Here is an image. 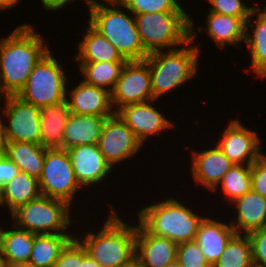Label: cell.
Segmentation results:
<instances>
[{"instance_id": "obj_1", "label": "cell", "mask_w": 266, "mask_h": 267, "mask_svg": "<svg viewBox=\"0 0 266 267\" xmlns=\"http://www.w3.org/2000/svg\"><path fill=\"white\" fill-rule=\"evenodd\" d=\"M30 24L16 27L0 38V97L17 96L34 66L50 50Z\"/></svg>"}, {"instance_id": "obj_2", "label": "cell", "mask_w": 266, "mask_h": 267, "mask_svg": "<svg viewBox=\"0 0 266 267\" xmlns=\"http://www.w3.org/2000/svg\"><path fill=\"white\" fill-rule=\"evenodd\" d=\"M190 18V40L179 48L149 53L144 61L149 65L154 100L167 95L197 75L200 49L192 45L198 36ZM195 29V30H194ZM194 40V41H193ZM188 46V47H187ZM196 74V75H195Z\"/></svg>"}, {"instance_id": "obj_3", "label": "cell", "mask_w": 266, "mask_h": 267, "mask_svg": "<svg viewBox=\"0 0 266 267\" xmlns=\"http://www.w3.org/2000/svg\"><path fill=\"white\" fill-rule=\"evenodd\" d=\"M111 208L96 234L87 232L84 239L75 237L101 267H123L136 258V224H126Z\"/></svg>"}, {"instance_id": "obj_4", "label": "cell", "mask_w": 266, "mask_h": 267, "mask_svg": "<svg viewBox=\"0 0 266 267\" xmlns=\"http://www.w3.org/2000/svg\"><path fill=\"white\" fill-rule=\"evenodd\" d=\"M87 7L88 23L109 40L127 61H143L149 55L141 43L135 16L130 11L126 13L121 2L96 1Z\"/></svg>"}, {"instance_id": "obj_5", "label": "cell", "mask_w": 266, "mask_h": 267, "mask_svg": "<svg viewBox=\"0 0 266 267\" xmlns=\"http://www.w3.org/2000/svg\"><path fill=\"white\" fill-rule=\"evenodd\" d=\"M137 217L150 233L177 244L195 240L199 224L204 218L173 196L140 208Z\"/></svg>"}, {"instance_id": "obj_6", "label": "cell", "mask_w": 266, "mask_h": 267, "mask_svg": "<svg viewBox=\"0 0 266 267\" xmlns=\"http://www.w3.org/2000/svg\"><path fill=\"white\" fill-rule=\"evenodd\" d=\"M143 48L152 53L172 50L190 40V14L156 12L134 15Z\"/></svg>"}, {"instance_id": "obj_7", "label": "cell", "mask_w": 266, "mask_h": 267, "mask_svg": "<svg viewBox=\"0 0 266 267\" xmlns=\"http://www.w3.org/2000/svg\"><path fill=\"white\" fill-rule=\"evenodd\" d=\"M71 206L62 200L40 195L21 205L11 215L12 223L33 234H70Z\"/></svg>"}, {"instance_id": "obj_8", "label": "cell", "mask_w": 266, "mask_h": 267, "mask_svg": "<svg viewBox=\"0 0 266 267\" xmlns=\"http://www.w3.org/2000/svg\"><path fill=\"white\" fill-rule=\"evenodd\" d=\"M60 63L49 50L34 66L17 97L39 108L66 101L69 79Z\"/></svg>"}, {"instance_id": "obj_9", "label": "cell", "mask_w": 266, "mask_h": 267, "mask_svg": "<svg viewBox=\"0 0 266 267\" xmlns=\"http://www.w3.org/2000/svg\"><path fill=\"white\" fill-rule=\"evenodd\" d=\"M38 181L41 195L65 201L70 206L73 197L82 188L76 179L69 153L61 148L46 150L43 171Z\"/></svg>"}, {"instance_id": "obj_10", "label": "cell", "mask_w": 266, "mask_h": 267, "mask_svg": "<svg viewBox=\"0 0 266 267\" xmlns=\"http://www.w3.org/2000/svg\"><path fill=\"white\" fill-rule=\"evenodd\" d=\"M3 99L5 106L2 114L7 118L2 120L1 115L0 118L7 142L40 144L41 108L28 104L17 96H5Z\"/></svg>"}, {"instance_id": "obj_11", "label": "cell", "mask_w": 266, "mask_h": 267, "mask_svg": "<svg viewBox=\"0 0 266 267\" xmlns=\"http://www.w3.org/2000/svg\"><path fill=\"white\" fill-rule=\"evenodd\" d=\"M154 100L149 65L143 61H127L123 66L114 90L111 103L114 111L128 104Z\"/></svg>"}, {"instance_id": "obj_12", "label": "cell", "mask_w": 266, "mask_h": 267, "mask_svg": "<svg viewBox=\"0 0 266 267\" xmlns=\"http://www.w3.org/2000/svg\"><path fill=\"white\" fill-rule=\"evenodd\" d=\"M98 146L106 161L114 169L120 161L124 162L139 153L143 144L115 113L105 119Z\"/></svg>"}, {"instance_id": "obj_13", "label": "cell", "mask_w": 266, "mask_h": 267, "mask_svg": "<svg viewBox=\"0 0 266 267\" xmlns=\"http://www.w3.org/2000/svg\"><path fill=\"white\" fill-rule=\"evenodd\" d=\"M257 134L256 131L244 126L241 120L230 119L216 144L234 164L251 165L263 154Z\"/></svg>"}, {"instance_id": "obj_14", "label": "cell", "mask_w": 266, "mask_h": 267, "mask_svg": "<svg viewBox=\"0 0 266 267\" xmlns=\"http://www.w3.org/2000/svg\"><path fill=\"white\" fill-rule=\"evenodd\" d=\"M154 101L128 104L119 108L115 113L131 128L136 137L142 142L149 137L161 134L166 129H171L175 124L169 121L158 108Z\"/></svg>"}, {"instance_id": "obj_15", "label": "cell", "mask_w": 266, "mask_h": 267, "mask_svg": "<svg viewBox=\"0 0 266 267\" xmlns=\"http://www.w3.org/2000/svg\"><path fill=\"white\" fill-rule=\"evenodd\" d=\"M76 179L81 187L96 185L113 171L100 152L98 144L81 145L67 149Z\"/></svg>"}, {"instance_id": "obj_16", "label": "cell", "mask_w": 266, "mask_h": 267, "mask_svg": "<svg viewBox=\"0 0 266 267\" xmlns=\"http://www.w3.org/2000/svg\"><path fill=\"white\" fill-rule=\"evenodd\" d=\"M71 89L69 92L66 91V102L71 114L94 115L105 118L115 114L111 103V93L108 90L90 85L83 80Z\"/></svg>"}, {"instance_id": "obj_17", "label": "cell", "mask_w": 266, "mask_h": 267, "mask_svg": "<svg viewBox=\"0 0 266 267\" xmlns=\"http://www.w3.org/2000/svg\"><path fill=\"white\" fill-rule=\"evenodd\" d=\"M191 172L195 183L213 190L234 165L216 144L202 151H191Z\"/></svg>"}, {"instance_id": "obj_18", "label": "cell", "mask_w": 266, "mask_h": 267, "mask_svg": "<svg viewBox=\"0 0 266 267\" xmlns=\"http://www.w3.org/2000/svg\"><path fill=\"white\" fill-rule=\"evenodd\" d=\"M136 225V258L144 267H164L176 260V242L150 233L139 221Z\"/></svg>"}, {"instance_id": "obj_19", "label": "cell", "mask_w": 266, "mask_h": 267, "mask_svg": "<svg viewBox=\"0 0 266 267\" xmlns=\"http://www.w3.org/2000/svg\"><path fill=\"white\" fill-rule=\"evenodd\" d=\"M236 234L234 228L227 223L204 217L200 222L195 242L206 260L212 266L220 258L229 240Z\"/></svg>"}, {"instance_id": "obj_20", "label": "cell", "mask_w": 266, "mask_h": 267, "mask_svg": "<svg viewBox=\"0 0 266 267\" xmlns=\"http://www.w3.org/2000/svg\"><path fill=\"white\" fill-rule=\"evenodd\" d=\"M232 204L237 213L229 223L237 234H248L266 226V197L251 189Z\"/></svg>"}, {"instance_id": "obj_21", "label": "cell", "mask_w": 266, "mask_h": 267, "mask_svg": "<svg viewBox=\"0 0 266 267\" xmlns=\"http://www.w3.org/2000/svg\"><path fill=\"white\" fill-rule=\"evenodd\" d=\"M205 25H199L198 31L207 33L220 50L226 45L240 49V42H245L246 22L242 18L208 12Z\"/></svg>"}, {"instance_id": "obj_22", "label": "cell", "mask_w": 266, "mask_h": 267, "mask_svg": "<svg viewBox=\"0 0 266 267\" xmlns=\"http://www.w3.org/2000/svg\"><path fill=\"white\" fill-rule=\"evenodd\" d=\"M255 16L256 20L254 19L252 23L251 19ZM245 43L248 45L254 75L261 79L266 78V9L264 7L262 10L256 7L246 21Z\"/></svg>"}, {"instance_id": "obj_23", "label": "cell", "mask_w": 266, "mask_h": 267, "mask_svg": "<svg viewBox=\"0 0 266 267\" xmlns=\"http://www.w3.org/2000/svg\"><path fill=\"white\" fill-rule=\"evenodd\" d=\"M105 117L71 114L66 123L62 149L98 144Z\"/></svg>"}, {"instance_id": "obj_24", "label": "cell", "mask_w": 266, "mask_h": 267, "mask_svg": "<svg viewBox=\"0 0 266 267\" xmlns=\"http://www.w3.org/2000/svg\"><path fill=\"white\" fill-rule=\"evenodd\" d=\"M71 115L66 101L42 107L40 110V144L47 148H61L66 123Z\"/></svg>"}, {"instance_id": "obj_25", "label": "cell", "mask_w": 266, "mask_h": 267, "mask_svg": "<svg viewBox=\"0 0 266 267\" xmlns=\"http://www.w3.org/2000/svg\"><path fill=\"white\" fill-rule=\"evenodd\" d=\"M79 42L74 60L79 62H127L116 47L101 35L90 23Z\"/></svg>"}, {"instance_id": "obj_26", "label": "cell", "mask_w": 266, "mask_h": 267, "mask_svg": "<svg viewBox=\"0 0 266 267\" xmlns=\"http://www.w3.org/2000/svg\"><path fill=\"white\" fill-rule=\"evenodd\" d=\"M41 195L37 178L19 173L0 189V206L7 207L11 214L18 207Z\"/></svg>"}, {"instance_id": "obj_27", "label": "cell", "mask_w": 266, "mask_h": 267, "mask_svg": "<svg viewBox=\"0 0 266 267\" xmlns=\"http://www.w3.org/2000/svg\"><path fill=\"white\" fill-rule=\"evenodd\" d=\"M47 149L41 144L11 141L7 142L6 156L17 165L19 171L39 179Z\"/></svg>"}, {"instance_id": "obj_28", "label": "cell", "mask_w": 266, "mask_h": 267, "mask_svg": "<svg viewBox=\"0 0 266 267\" xmlns=\"http://www.w3.org/2000/svg\"><path fill=\"white\" fill-rule=\"evenodd\" d=\"M76 235L34 234V243L29 259L33 267H53L66 245Z\"/></svg>"}, {"instance_id": "obj_29", "label": "cell", "mask_w": 266, "mask_h": 267, "mask_svg": "<svg viewBox=\"0 0 266 267\" xmlns=\"http://www.w3.org/2000/svg\"><path fill=\"white\" fill-rule=\"evenodd\" d=\"M10 229L0 225V247L7 262L28 263L34 243V234L17 228L14 224Z\"/></svg>"}, {"instance_id": "obj_30", "label": "cell", "mask_w": 266, "mask_h": 267, "mask_svg": "<svg viewBox=\"0 0 266 267\" xmlns=\"http://www.w3.org/2000/svg\"><path fill=\"white\" fill-rule=\"evenodd\" d=\"M79 72L84 77L82 80L90 85H95L108 90H114L121 70L126 62H78Z\"/></svg>"}, {"instance_id": "obj_31", "label": "cell", "mask_w": 266, "mask_h": 267, "mask_svg": "<svg viewBox=\"0 0 266 267\" xmlns=\"http://www.w3.org/2000/svg\"><path fill=\"white\" fill-rule=\"evenodd\" d=\"M252 247L248 234H235L212 267H253Z\"/></svg>"}, {"instance_id": "obj_32", "label": "cell", "mask_w": 266, "mask_h": 267, "mask_svg": "<svg viewBox=\"0 0 266 267\" xmlns=\"http://www.w3.org/2000/svg\"><path fill=\"white\" fill-rule=\"evenodd\" d=\"M220 189H219V188ZM223 191L225 199L231 203L252 189L251 185V165L234 164L222 177L218 185L212 190Z\"/></svg>"}, {"instance_id": "obj_33", "label": "cell", "mask_w": 266, "mask_h": 267, "mask_svg": "<svg viewBox=\"0 0 266 267\" xmlns=\"http://www.w3.org/2000/svg\"><path fill=\"white\" fill-rule=\"evenodd\" d=\"M133 15L156 12H186L177 0H119Z\"/></svg>"}, {"instance_id": "obj_34", "label": "cell", "mask_w": 266, "mask_h": 267, "mask_svg": "<svg viewBox=\"0 0 266 267\" xmlns=\"http://www.w3.org/2000/svg\"><path fill=\"white\" fill-rule=\"evenodd\" d=\"M176 260L180 267H212L195 240L178 244Z\"/></svg>"}, {"instance_id": "obj_35", "label": "cell", "mask_w": 266, "mask_h": 267, "mask_svg": "<svg viewBox=\"0 0 266 267\" xmlns=\"http://www.w3.org/2000/svg\"><path fill=\"white\" fill-rule=\"evenodd\" d=\"M211 4L208 12L225 14L228 16H235L242 18L245 22L249 19L251 12L256 8L255 6L246 5L243 0H205Z\"/></svg>"}, {"instance_id": "obj_36", "label": "cell", "mask_w": 266, "mask_h": 267, "mask_svg": "<svg viewBox=\"0 0 266 267\" xmlns=\"http://www.w3.org/2000/svg\"><path fill=\"white\" fill-rule=\"evenodd\" d=\"M83 260V245L74 237L63 249L53 267H81Z\"/></svg>"}, {"instance_id": "obj_37", "label": "cell", "mask_w": 266, "mask_h": 267, "mask_svg": "<svg viewBox=\"0 0 266 267\" xmlns=\"http://www.w3.org/2000/svg\"><path fill=\"white\" fill-rule=\"evenodd\" d=\"M255 267H266V226L248 233Z\"/></svg>"}, {"instance_id": "obj_38", "label": "cell", "mask_w": 266, "mask_h": 267, "mask_svg": "<svg viewBox=\"0 0 266 267\" xmlns=\"http://www.w3.org/2000/svg\"><path fill=\"white\" fill-rule=\"evenodd\" d=\"M252 190L266 197V154L263 153L251 164Z\"/></svg>"}, {"instance_id": "obj_39", "label": "cell", "mask_w": 266, "mask_h": 267, "mask_svg": "<svg viewBox=\"0 0 266 267\" xmlns=\"http://www.w3.org/2000/svg\"><path fill=\"white\" fill-rule=\"evenodd\" d=\"M19 173V168L7 156L0 158V189Z\"/></svg>"}, {"instance_id": "obj_40", "label": "cell", "mask_w": 266, "mask_h": 267, "mask_svg": "<svg viewBox=\"0 0 266 267\" xmlns=\"http://www.w3.org/2000/svg\"><path fill=\"white\" fill-rule=\"evenodd\" d=\"M42 6L47 11H59L63 10L64 6H67L69 3H73L75 0H40Z\"/></svg>"}, {"instance_id": "obj_41", "label": "cell", "mask_w": 266, "mask_h": 267, "mask_svg": "<svg viewBox=\"0 0 266 267\" xmlns=\"http://www.w3.org/2000/svg\"><path fill=\"white\" fill-rule=\"evenodd\" d=\"M81 267H101L99 263L94 260L86 251V248L83 246V260L81 262Z\"/></svg>"}, {"instance_id": "obj_42", "label": "cell", "mask_w": 266, "mask_h": 267, "mask_svg": "<svg viewBox=\"0 0 266 267\" xmlns=\"http://www.w3.org/2000/svg\"><path fill=\"white\" fill-rule=\"evenodd\" d=\"M7 139L0 118V158L6 156Z\"/></svg>"}, {"instance_id": "obj_43", "label": "cell", "mask_w": 266, "mask_h": 267, "mask_svg": "<svg viewBox=\"0 0 266 267\" xmlns=\"http://www.w3.org/2000/svg\"><path fill=\"white\" fill-rule=\"evenodd\" d=\"M20 3V0H0V11L9 10L16 7Z\"/></svg>"}, {"instance_id": "obj_44", "label": "cell", "mask_w": 266, "mask_h": 267, "mask_svg": "<svg viewBox=\"0 0 266 267\" xmlns=\"http://www.w3.org/2000/svg\"><path fill=\"white\" fill-rule=\"evenodd\" d=\"M6 267H33L29 263H10L7 262Z\"/></svg>"}, {"instance_id": "obj_45", "label": "cell", "mask_w": 266, "mask_h": 267, "mask_svg": "<svg viewBox=\"0 0 266 267\" xmlns=\"http://www.w3.org/2000/svg\"><path fill=\"white\" fill-rule=\"evenodd\" d=\"M123 267H144V266L141 264V262L137 258H134L130 263H128L127 265Z\"/></svg>"}, {"instance_id": "obj_46", "label": "cell", "mask_w": 266, "mask_h": 267, "mask_svg": "<svg viewBox=\"0 0 266 267\" xmlns=\"http://www.w3.org/2000/svg\"><path fill=\"white\" fill-rule=\"evenodd\" d=\"M7 261L0 247V267H6Z\"/></svg>"}, {"instance_id": "obj_47", "label": "cell", "mask_w": 266, "mask_h": 267, "mask_svg": "<svg viewBox=\"0 0 266 267\" xmlns=\"http://www.w3.org/2000/svg\"><path fill=\"white\" fill-rule=\"evenodd\" d=\"M164 267H180L179 263L177 262V260L165 265Z\"/></svg>"}, {"instance_id": "obj_48", "label": "cell", "mask_w": 266, "mask_h": 267, "mask_svg": "<svg viewBox=\"0 0 266 267\" xmlns=\"http://www.w3.org/2000/svg\"><path fill=\"white\" fill-rule=\"evenodd\" d=\"M85 1V3L88 5L89 3H92V2H96V1H98V0H84ZM99 1H119V0H99Z\"/></svg>"}]
</instances>
